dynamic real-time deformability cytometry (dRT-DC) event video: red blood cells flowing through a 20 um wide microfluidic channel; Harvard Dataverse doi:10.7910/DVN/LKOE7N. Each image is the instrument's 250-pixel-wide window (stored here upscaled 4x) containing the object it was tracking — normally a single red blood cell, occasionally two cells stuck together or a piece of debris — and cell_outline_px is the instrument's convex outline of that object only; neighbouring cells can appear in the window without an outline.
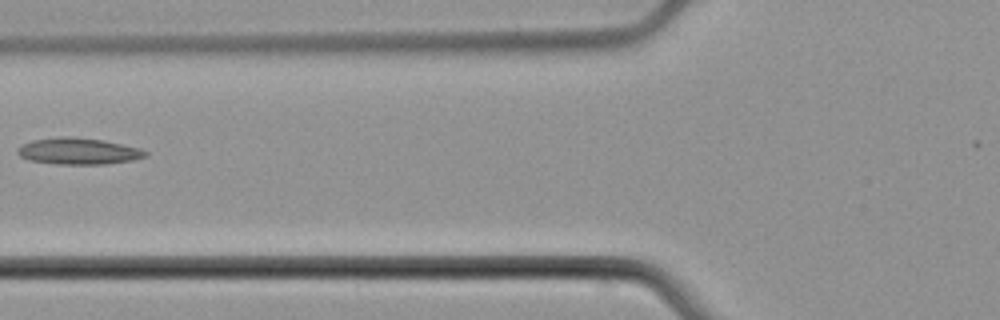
{"species": "common noctule bat (a hibernating species)", "species_latin": "Nyctalus noctula", "temperature_condition": "cold", "stored_images_in_passage": 6, "camera_frame_rate_fps": 3000, "um_per_image_px": 0.085, "animal": {"sex": "male", "body_mass_g": 21.5, "forearm_length_mm": 52.0}, "frame": {"image": 1, "passage_image": 6, "time_ms": 6.0, "image_size_px": [1000, 320], "cell_outline_px": [[148, 156], [132, 160], [104, 164], [56, 164], [28, 160], [20, 156], [16, 152], [16, 148], [32, 140], [60, 136], [72, 136], [104, 140], [140, 148], [148, 152]], "centroid_in_image_um": [6.65, 12.84], "position_along_channel_um": 119.1, "area_um2": 19.88}}